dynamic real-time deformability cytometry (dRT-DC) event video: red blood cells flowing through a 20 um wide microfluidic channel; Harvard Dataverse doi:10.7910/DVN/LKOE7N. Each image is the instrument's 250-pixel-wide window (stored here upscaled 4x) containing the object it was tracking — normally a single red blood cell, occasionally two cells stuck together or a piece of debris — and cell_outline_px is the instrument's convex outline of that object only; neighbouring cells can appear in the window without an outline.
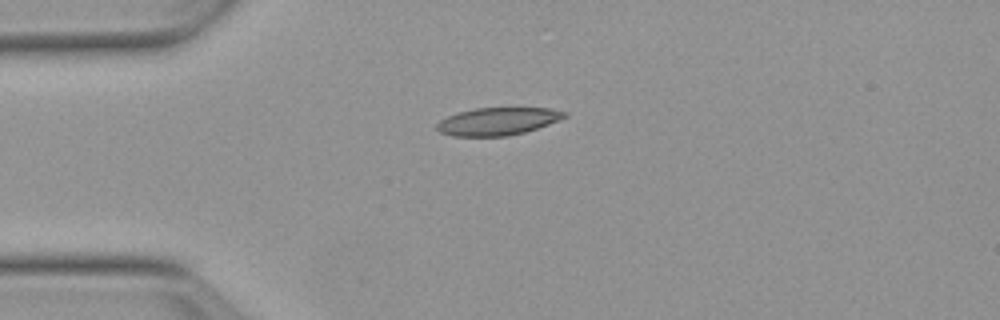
{"species": "Egyptian fruit bat (a non-hibernating species)", "species_latin": "Rousettus aegyptiacus", "temperature_condition": "warm", "stored_images_in_passage": 41, "camera_frame_rate_fps": 3000, "um_per_image_px": 0.085, "animal": {"sex": "female"}, "frame": {"image": 1, "passage_image": 1, "time_ms": 0.0, "image_size_px": [1000, 320], "cell_outline_px": [[568, 116], [548, 124], [524, 132], [508, 136], [452, 136], [440, 132], [436, 128], [436, 124], [440, 120], [448, 116], [460, 112], [476, 108], [548, 108], [568, 112]], "centroid_in_image_um": [42.3, 10.31], "position_along_channel_um": 42.7, "area_um2": 20.4}}
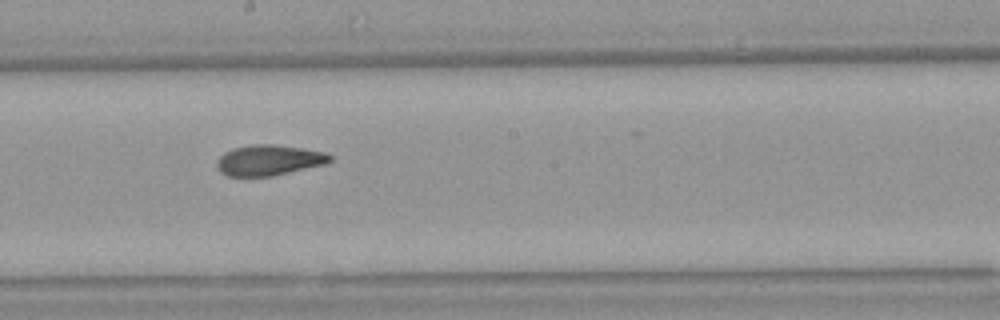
{"frame": {"image": 2, "passage_image": 17, "time_ms": 5.333, "image_size_px": [1000, 320], "cell_outline_px": [[336, 156], [328, 164], [272, 176], [228, 176], [220, 172], [216, 164], [220, 156], [224, 152], [232, 148], [252, 144], [272, 144], [328, 152]], "centroid_in_image_um": [22.92, 13.61], "position_along_channel_um": 225.3, "area_um2": 20.46}}
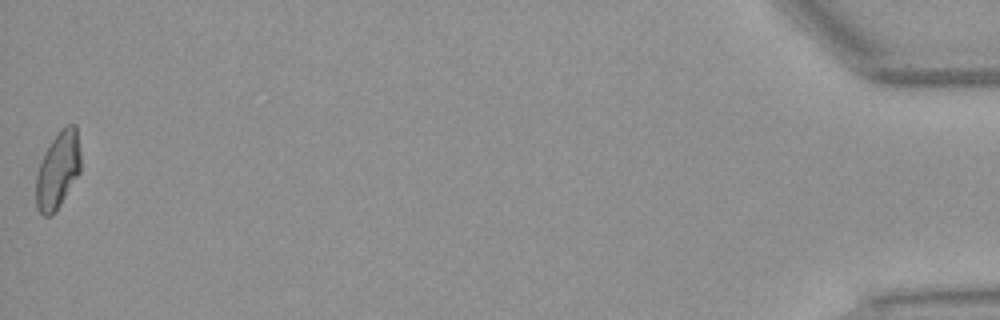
{"frame": {"image": 3, "passage_image": 41, "time_ms": 13.333, "image_size_px": [1000, 320], "cell_outline_px": [[80, 172], [60, 204], [52, 216], [44, 216], [36, 208], [36, 176], [40, 164], [52, 140], [68, 124], [76, 124], [80, 152]], "centroid_in_image_um": [4.92, 14.5], "position_along_channel_um": 430.3, "area_um2": 19.54}, "authors_computed_cell_mechanics": {"area_um2": 20.23, "velocity_mm_per_s": 3.8288, "shape_relaxation_time_tau1_ms": null, "shape_relaxation_time_tau2_ms": 2.9556, "deformation_change_tau1": null, "deformation_change_tau2": 0.1049}}